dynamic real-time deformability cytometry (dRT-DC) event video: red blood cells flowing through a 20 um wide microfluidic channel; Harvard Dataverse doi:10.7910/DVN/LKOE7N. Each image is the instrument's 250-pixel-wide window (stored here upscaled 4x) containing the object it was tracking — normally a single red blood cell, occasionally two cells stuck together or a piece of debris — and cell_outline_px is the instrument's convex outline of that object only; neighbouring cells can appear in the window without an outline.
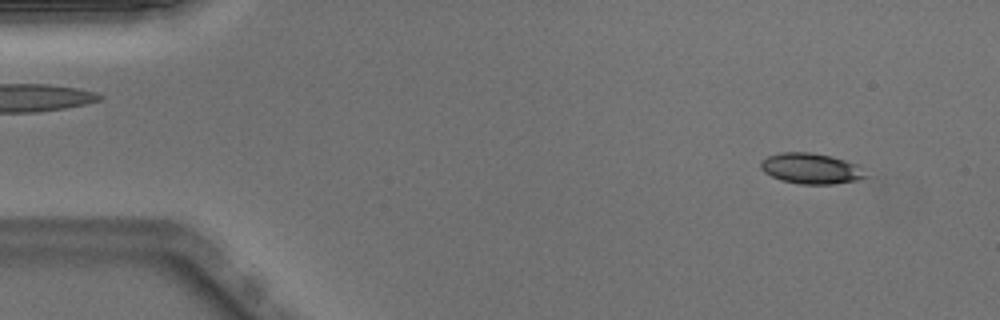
{"species": "Egyptian fruit bat (a non-hibernating species)", "species_latin": "Rousettus aegyptiacus", "temperature_condition": "warm", "stored_images_in_passage": 49, "camera_frame_rate_fps": 3000, "um_per_image_px": 0.085, "animal": {"sex": "male"}, "frame": {"image": 1, "passage_image": 4, "time_ms": 1.0, "image_size_px": [1000, 320], "cell_outline_px": [[868, 176], [860, 180], [832, 184], [800, 184], [780, 180], [764, 172], [760, 168], [760, 160], [768, 156], [780, 152], [808, 152], [832, 156], [856, 164]], "centroid_in_image_um": [68.91, 14.32], "position_along_channel_um": 16.1, "area_um2": 18.79}}
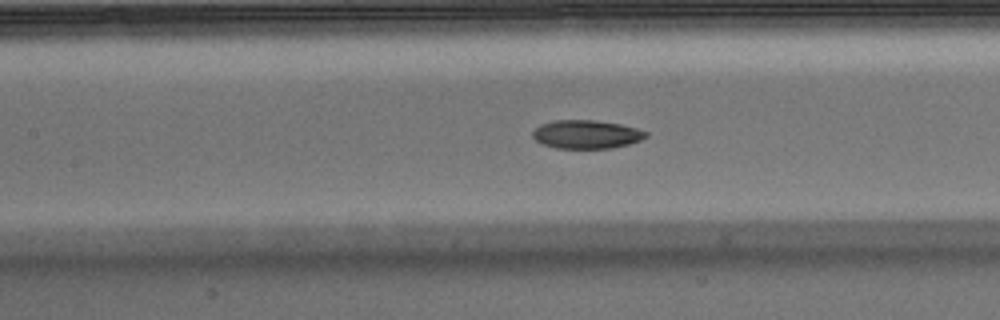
{"frame": {"image": 2, "passage_image": 22, "time_ms": 7.0, "image_size_px": [1000, 320], "cell_outline_px": [[648, 136], [640, 140], [628, 144], [612, 148], [556, 148], [544, 144], [536, 140], [532, 136], [532, 132], [540, 124], [552, 120], [596, 120], [620, 124], [636, 128], [648, 132]], "centroid_in_image_um": [49.84, 11.41], "position_along_channel_um": 157.6, "area_um2": 18.79}}
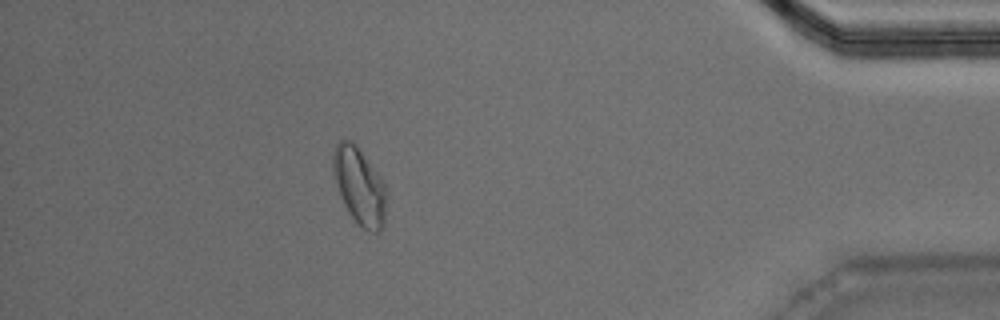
{"frame": {"image": 3, "passage_image": 44, "time_ms": 14.333, "image_size_px": [1000, 320], "cell_outline_px": [[388, 192], [384, 224], [380, 232], [372, 232], [364, 228], [348, 212], [340, 196], [332, 168], [332, 152], [336, 144], [340, 140], [352, 140], [356, 144], [380, 176], [388, 188]], "centroid_in_image_um": [30.58, 15.8], "position_along_channel_um": 404.6, "area_um2": 24.16}, "authors_computed_cell_mechanics": {"area_um2": 19.1318, "velocity_mm_per_s": 4.0088, "shape_relaxation_time_tau1_ms": 5.6269, "shape_relaxation_time_tau2_ms": 6.4447, "deformation_change_tau1": 0.1349, "deformation_change_tau2": 0.1052}}